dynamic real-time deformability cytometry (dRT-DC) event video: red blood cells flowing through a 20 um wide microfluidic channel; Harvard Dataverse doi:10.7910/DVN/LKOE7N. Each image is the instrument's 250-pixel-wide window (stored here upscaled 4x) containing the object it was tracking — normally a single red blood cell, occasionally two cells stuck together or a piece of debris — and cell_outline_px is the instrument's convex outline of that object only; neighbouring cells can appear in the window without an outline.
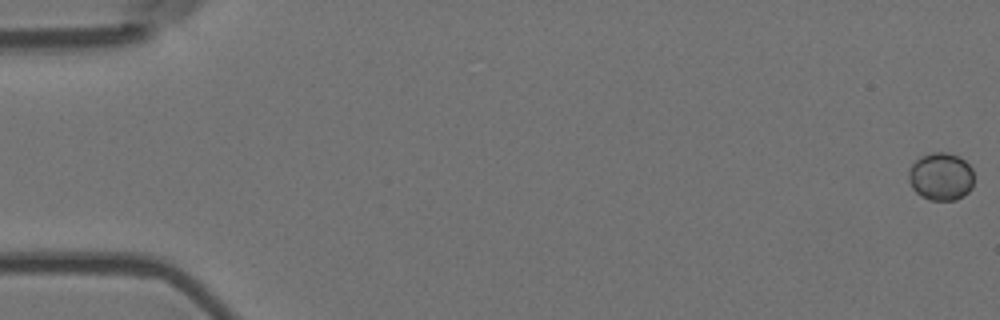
{"species": "Egyptian fruit bat (a non-hibernating species)", "species_latin": "Rousettus aegyptiacus", "temperature_condition": "room temperature", "stored_images_in_passage": 5, "camera_frame_rate_fps": 3000, "um_per_image_px": 0.085, "animal": {"sex": "female"}, "frame": {"image": 1, "passage_image": 1, "time_ms": 0.0, "image_size_px": [1000, 320], "cell_outline_px": [[972, 188], [964, 196], [956, 200], [928, 200], [920, 196], [912, 188], [908, 180], [908, 168], [920, 156], [932, 152], [948, 152], [964, 160], [972, 168]], "centroid_in_image_um": [79.94, 15.01], "position_along_channel_um": 5.1, "area_um2": 18.38}}
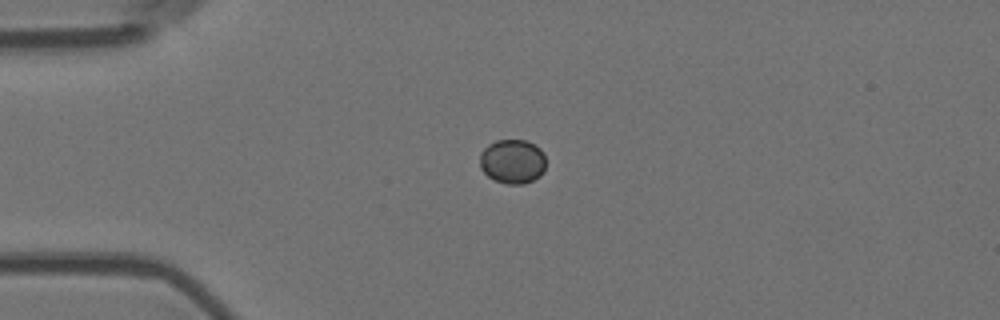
{"frame": {"image": 2, "passage_image": 5, "time_ms": 1.333, "image_size_px": [1000, 320], "cell_outline_px": [[544, 172], [540, 176], [524, 184], [504, 184], [488, 176], [480, 168], [480, 152], [488, 144], [496, 140], [524, 140], [536, 144], [544, 152]], "centroid_in_image_um": [43.56, 13.71], "position_along_channel_um": 41.4, "area_um2": 17.22}}